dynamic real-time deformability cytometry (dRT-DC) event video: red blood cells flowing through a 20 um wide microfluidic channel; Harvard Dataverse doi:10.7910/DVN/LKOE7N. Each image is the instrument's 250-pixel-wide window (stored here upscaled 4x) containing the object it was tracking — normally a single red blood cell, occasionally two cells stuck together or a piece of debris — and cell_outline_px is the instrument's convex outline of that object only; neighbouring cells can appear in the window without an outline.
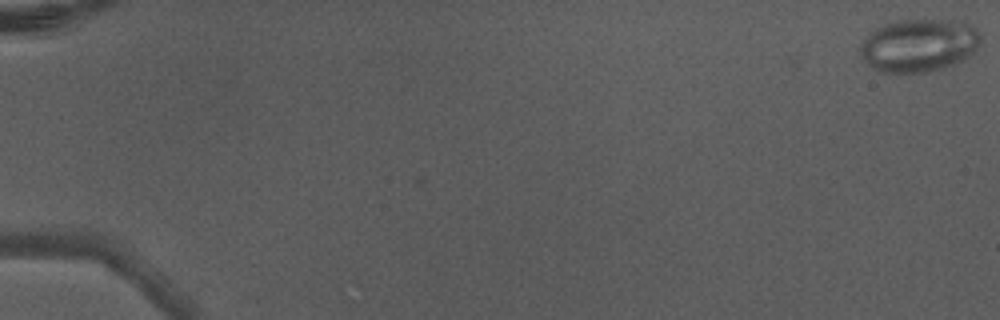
{"species": "Egyptian fruit bat (a non-hibernating species)", "species_latin": "Rousettus aegyptiacus", "temperature_condition": "warm", "stored_images_in_passage": 6, "camera_frame_rate_fps": 3000, "um_per_image_px": 0.085, "animal": {"sex": "male"}, "frame": {"image": 1, "passage_image": 1, "time_ms": 0.0, "image_size_px": [1000, 320], "cell_outline_px": [[980, 40], [976, 48], [964, 60], [928, 72], [880, 72], [872, 68], [860, 56], [860, 44], [868, 32], [872, 28], [880, 24], [896, 20], [960, 20], [972, 24], [980, 32]], "centroid_in_image_um": [78.06, 3.82], "position_along_channel_um": 6.9, "area_um2": 37.63}}